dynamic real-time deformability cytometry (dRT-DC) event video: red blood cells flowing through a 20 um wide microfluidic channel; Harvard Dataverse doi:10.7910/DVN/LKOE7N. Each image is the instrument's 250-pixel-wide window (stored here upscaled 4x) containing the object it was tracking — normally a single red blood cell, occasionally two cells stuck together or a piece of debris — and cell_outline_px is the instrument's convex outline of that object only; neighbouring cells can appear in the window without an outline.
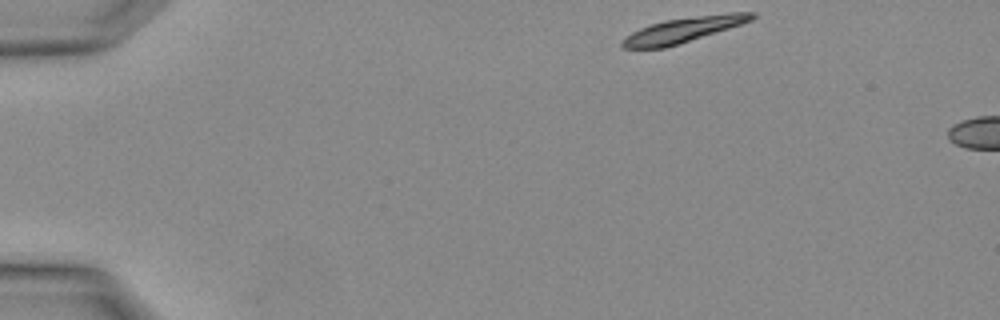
{"species": "Egyptian fruit bat (a non-hibernating species)", "species_latin": "Rousettus aegyptiacus", "temperature_condition": "warm", "stored_images_in_passage": 2, "camera_frame_rate_fps": 3000, "um_per_image_px": 0.085, "animal": {"sex": "female"}, "frame": {"image": 1, "passage_image": 1, "time_ms": 0.0, "image_size_px": [1000, 320], "cell_outline_px": [[756, 16], [752, 20], [728, 28], [664, 48], [624, 48], [620, 44], [620, 40], [632, 32], [640, 28], [664, 20], [728, 12], [756, 12]], "centroid_in_image_um": [58.06, 2.52], "position_along_channel_um": 26.9, "area_um2": 18.61}}